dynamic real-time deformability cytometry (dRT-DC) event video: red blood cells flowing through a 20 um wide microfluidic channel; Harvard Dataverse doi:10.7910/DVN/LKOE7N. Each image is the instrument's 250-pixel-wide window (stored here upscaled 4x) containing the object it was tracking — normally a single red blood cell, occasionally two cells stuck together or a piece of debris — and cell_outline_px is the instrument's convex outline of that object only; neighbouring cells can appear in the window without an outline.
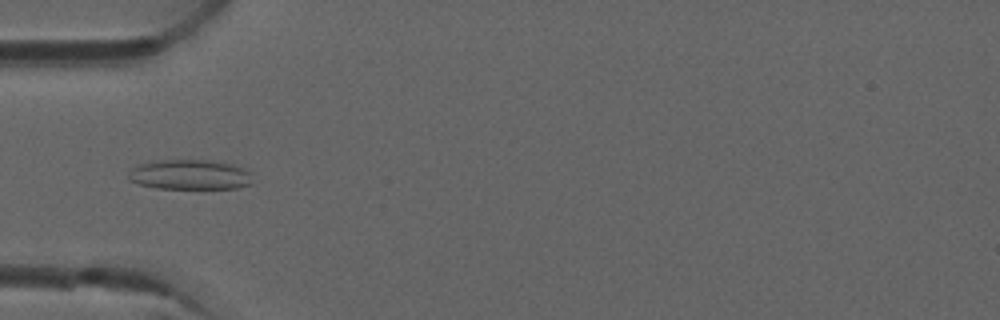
{"species": "common noctule bat (a hibernating species)", "species_latin": "Nyctalus noctula", "temperature_condition": "room temperature", "stored_images_in_passage": 5, "camera_frame_rate_fps": 3000, "um_per_image_px": 0.085, "animal": {"sex": "male", "forearm_length_mm": 52.5}, "frame": {"image": 1, "passage_image": 4, "time_ms": 1.0, "image_size_px": [1000, 320], "cell_outline_px": [[252, 184], [236, 188], [156, 188], [140, 184], [128, 180], [128, 176], [132, 168], [140, 164], [160, 160], [204, 160], [232, 164], [244, 168], [248, 172]], "centroid_in_image_um": [16.12, 14.85], "position_along_channel_um": 68.9, "area_um2": 21.39}}